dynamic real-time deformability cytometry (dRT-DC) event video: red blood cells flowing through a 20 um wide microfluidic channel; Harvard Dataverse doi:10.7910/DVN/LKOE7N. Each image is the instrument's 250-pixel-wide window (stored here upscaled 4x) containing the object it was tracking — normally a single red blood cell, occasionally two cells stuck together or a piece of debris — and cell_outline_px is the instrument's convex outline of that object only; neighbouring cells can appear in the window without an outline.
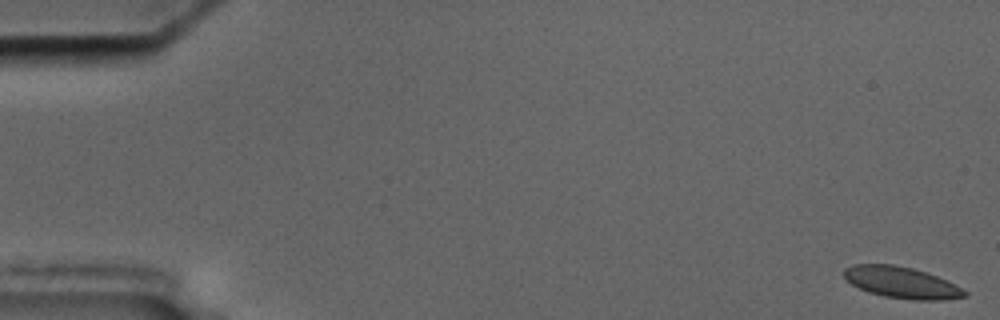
{"species": "common noctule bat (a hibernating species)", "species_latin": "Nyctalus noctula", "temperature_condition": "cold", "stored_images_in_passage": 18, "camera_frame_rate_fps": 3000, "um_per_image_px": 0.085, "animal": {"sex": "male", "body_mass_g": 17.5, "forearm_length_mm": 52.3}, "frame": {"image": 1, "passage_image": 1, "time_ms": 0.0, "image_size_px": [1000, 320], "cell_outline_px": [[968, 296], [944, 300], [912, 300], [884, 296], [868, 292], [852, 284], [844, 276], [844, 268], [852, 264], [892, 264], [912, 268], [936, 276], [968, 292]], "centroid_in_image_um": [76.61, 24.02], "position_along_channel_um": 8.4, "area_um2": 21.85}}
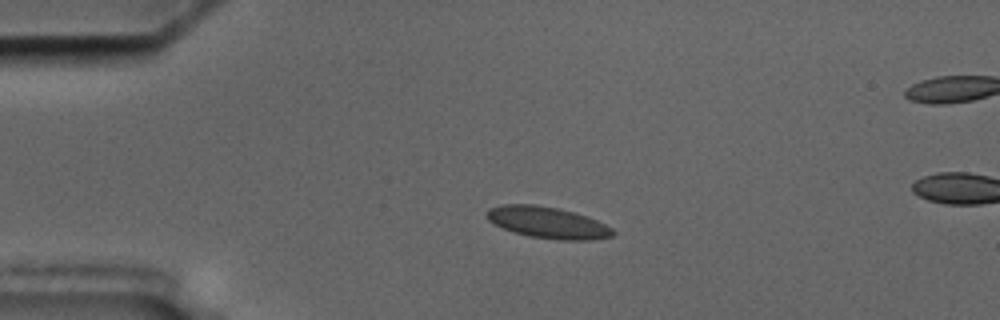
{"frame": {"image": 2, "passage_image": 13, "time_ms": 4.0, "image_size_px": [1000, 320], "cell_outline_px": [[616, 232], [612, 236], [588, 240], [560, 240], [528, 236], [512, 232], [488, 220], [484, 216], [488, 208], [504, 204], [536, 204], [556, 208], [588, 216], [612, 228]], "centroid_in_image_um": [46.52, 18.91], "position_along_channel_um": 38.5, "area_um2": 23.12}}